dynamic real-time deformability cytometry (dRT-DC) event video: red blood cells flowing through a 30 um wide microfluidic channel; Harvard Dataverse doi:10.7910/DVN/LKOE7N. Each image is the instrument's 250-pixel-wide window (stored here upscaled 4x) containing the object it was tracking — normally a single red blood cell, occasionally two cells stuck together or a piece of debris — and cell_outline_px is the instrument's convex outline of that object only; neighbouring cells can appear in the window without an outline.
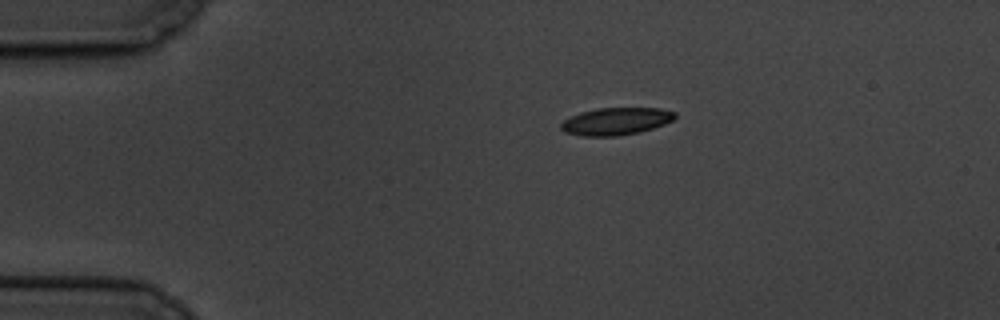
{"species": "common noctule bat (a hibernating species)", "species_latin": "Nyctalus noctula", "temperature_condition": "cold", "stored_images_in_passage": 6, "camera_frame_rate_fps": 3000, "um_per_image_px": 0.085, "animal": {"sex": "male", "body_mass_g": 19.5, "forearm_length_mm": 54.6}, "frame": {"image": 1, "passage_image": 1, "time_ms": 0.0, "image_size_px": [1000, 320], "cell_outline_px": [[676, 116], [672, 120], [664, 124], [640, 132], [616, 136], [580, 136], [564, 132], [560, 128], [560, 124], [564, 120], [580, 112], [596, 108], [660, 108], [676, 112]], "centroid_in_image_um": [52.34, 10.31], "position_along_channel_um": 32.7, "area_um2": 18.21}}
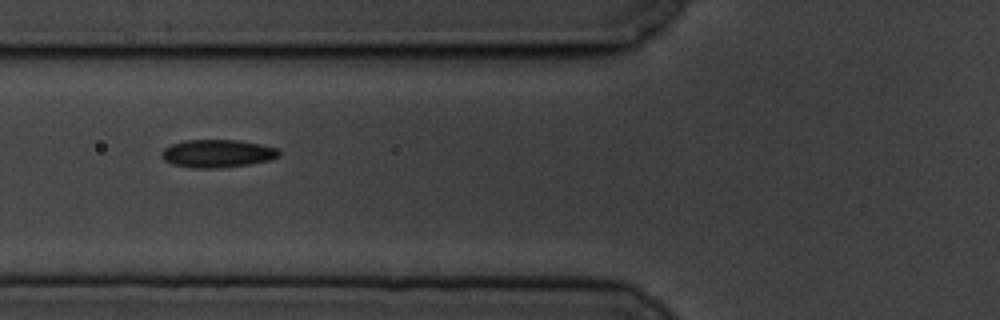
{"frame": {"image": 2, "passage_image": 4, "time_ms": 3.667, "image_size_px": [1000, 320], "cell_outline_px": [[280, 156], [268, 160], [248, 164], [220, 168], [192, 168], [172, 164], [164, 160], [160, 156], [160, 152], [164, 148], [172, 144], [184, 140], [240, 140], [260, 144], [276, 148], [280, 152]], "centroid_in_image_um": [18.44, 13.05], "position_along_channel_um": 107.4, "area_um2": 19.13}}
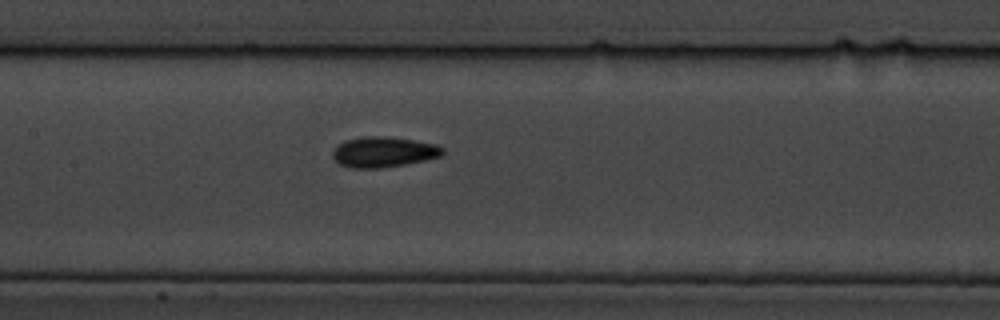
{"frame": {"image": 3, "passage_image": 6, "time_ms": 5.667, "image_size_px": [1000, 320], "cell_outline_px": [[444, 152], [440, 156], [424, 160], [404, 164], [380, 168], [352, 168], [340, 164], [332, 156], [332, 152], [344, 140], [368, 136], [384, 136], [412, 140], [436, 144], [444, 148]], "centroid_in_image_um": [32.6, 12.92], "position_along_channel_um": 174.8, "area_um2": 19.25}}